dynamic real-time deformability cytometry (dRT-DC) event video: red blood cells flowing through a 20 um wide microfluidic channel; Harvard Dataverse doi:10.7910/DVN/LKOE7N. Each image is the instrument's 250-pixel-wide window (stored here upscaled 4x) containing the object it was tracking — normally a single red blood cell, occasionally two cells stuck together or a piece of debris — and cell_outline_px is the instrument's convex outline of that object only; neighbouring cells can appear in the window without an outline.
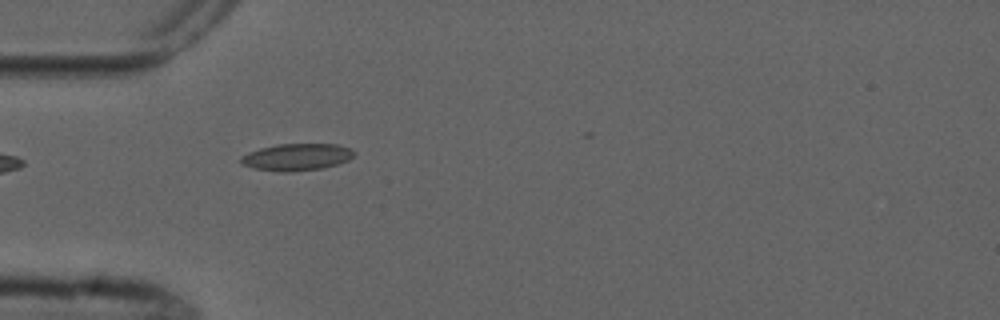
{"species": "common noctule bat (a hibernating species)", "species_latin": "Nyctalus noctula", "temperature_condition": "cold", "stored_images_in_passage": 2, "camera_frame_rate_fps": 3000, "um_per_image_px": 0.085, "animal": {"sex": "male", "forearm_length_mm": 52.5}, "frame": {"image": 1, "passage_image": 1, "time_ms": 0.0, "image_size_px": [1000, 320], "cell_outline_px": [[356, 152], [348, 160], [324, 168], [292, 172], [276, 172], [252, 168], [240, 164], [240, 156], [248, 152], [260, 148], [276, 144], [336, 144], [348, 148]], "centroid_in_image_um": [25.16, 13.36], "position_along_channel_um": 59.8, "area_um2": 17.98}}
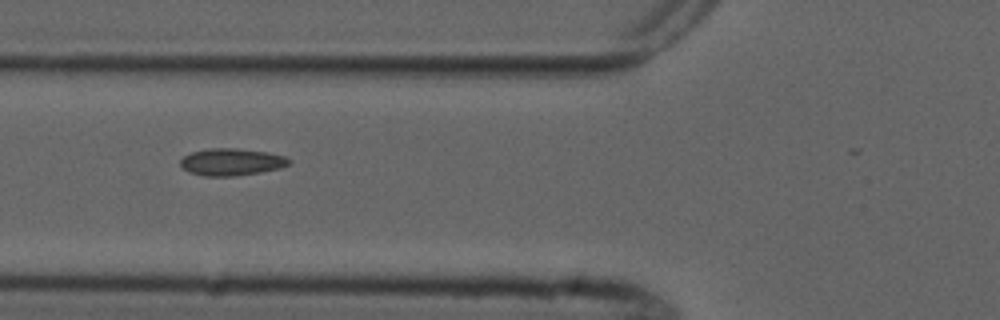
{"frame": {"image": 2, "passage_image": 2, "time_ms": 1.333, "image_size_px": [1000, 320], "cell_outline_px": [[292, 164], [280, 168], [260, 172], [236, 176], [204, 176], [188, 172], [180, 164], [180, 160], [184, 156], [192, 152], [208, 148], [236, 148], [268, 152], [288, 156], [292, 160]], "centroid_in_image_um": [19.73, 13.76], "position_along_channel_um": 106.1, "area_um2": 17.4}}